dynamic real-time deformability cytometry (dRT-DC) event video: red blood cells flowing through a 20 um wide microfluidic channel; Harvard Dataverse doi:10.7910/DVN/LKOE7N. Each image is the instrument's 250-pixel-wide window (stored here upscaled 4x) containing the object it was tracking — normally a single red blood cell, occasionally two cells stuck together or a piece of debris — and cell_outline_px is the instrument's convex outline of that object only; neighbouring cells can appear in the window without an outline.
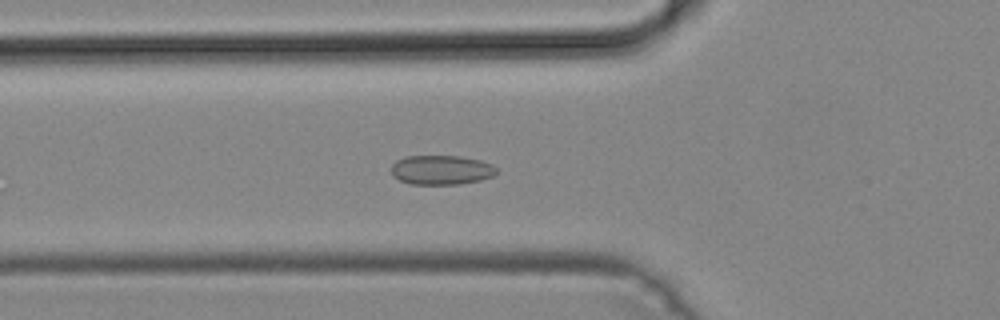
{"species": "common noctule bat (a hibernating species)", "species_latin": "Nyctalus noctula", "temperature_condition": "cold", "stored_images_in_passage": 39, "camera_frame_rate_fps": 3000, "um_per_image_px": 0.085, "animal": {"sex": "male", "body_mass_g": 19.2, "forearm_length_mm": 51.8}, "frame": {"image": 1, "passage_image": 10, "time_ms": 3.0, "image_size_px": [1000, 320], "cell_outline_px": [[496, 172], [492, 176], [480, 180], [456, 184], [412, 184], [400, 180], [392, 176], [392, 164], [396, 160], [404, 156], [460, 156], [480, 160], [492, 164], [496, 168]], "centroid_in_image_um": [37.49, 14.43], "position_along_channel_um": 88.3, "area_um2": 17.98}}
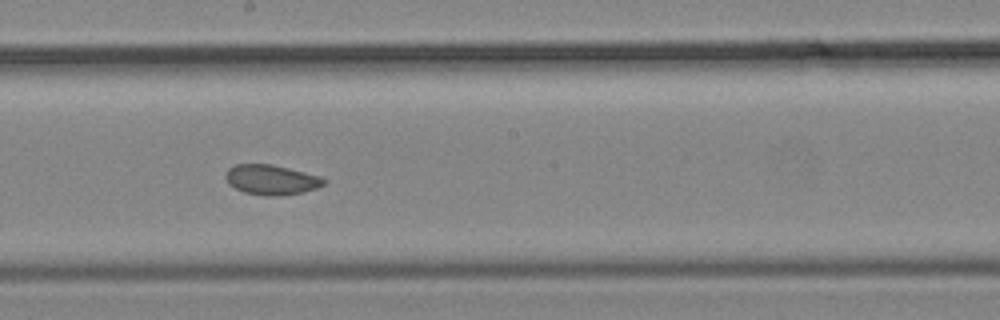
{"frame": {"image": 2, "passage_image": 20, "time_ms": 6.333, "image_size_px": [1000, 320], "cell_outline_px": [[328, 180], [324, 184], [316, 188], [300, 192], [280, 196], [268, 196], [244, 192], [228, 184], [224, 176], [228, 168], [236, 164], [272, 164], [320, 176]], "centroid_in_image_um": [23.04, 15.27], "position_along_channel_um": 225.2, "area_um2": 17.11}}
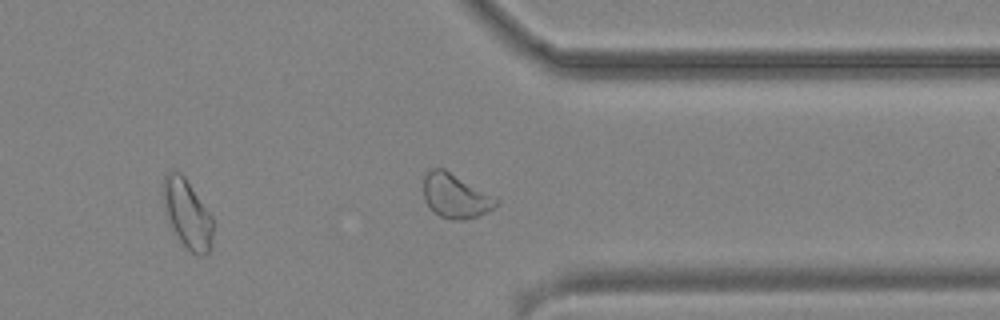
{"frame": {"image": 3, "passage_image": 31, "time_ms": 10.0, "image_size_px": [1000, 320], "cell_outline_px": [[212, 248], [204, 256], [200, 256], [192, 252], [180, 240], [172, 228], [164, 212], [160, 192], [164, 176], [168, 172], [180, 172], [184, 176], [212, 216]], "centroid_in_image_um": [15.88, 18.16], "position_along_channel_um": 395.5, "area_um2": 20.11}}